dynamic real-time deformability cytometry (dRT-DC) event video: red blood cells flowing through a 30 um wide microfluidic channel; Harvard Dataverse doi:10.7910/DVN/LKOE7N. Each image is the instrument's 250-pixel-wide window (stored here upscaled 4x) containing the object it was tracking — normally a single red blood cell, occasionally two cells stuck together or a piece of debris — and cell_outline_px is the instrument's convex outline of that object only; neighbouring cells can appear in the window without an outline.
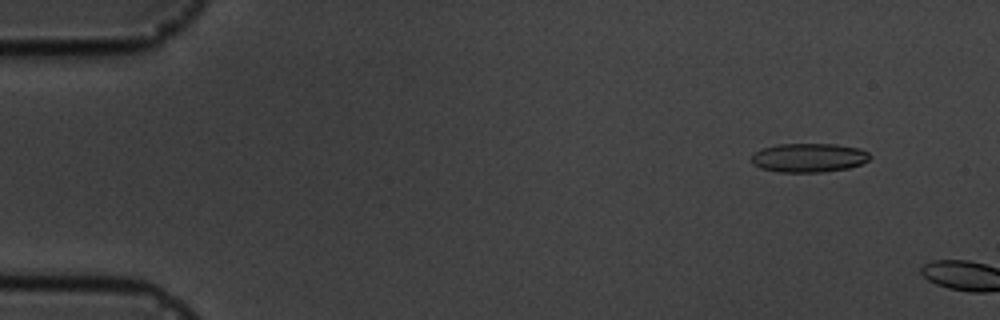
{"species": "common noctule bat (a hibernating species)", "species_latin": "Nyctalus noctula", "temperature_condition": "cold", "stored_images_in_passage": 3, "camera_frame_rate_fps": 3000, "um_per_image_px": 0.085, "animal": {"sex": "male", "body_mass_g": 19.5, "forearm_length_mm": 54.6}, "frame": {"image": 1, "passage_image": 2, "time_ms": 1.0, "image_size_px": [1000, 320], "cell_outline_px": [[872, 156], [868, 160], [860, 164], [848, 168], [824, 172], [776, 172], [760, 168], [752, 164], [748, 160], [760, 148], [776, 144], [836, 144], [860, 148], [868, 152]], "centroid_in_image_um": [68.71, 13.4], "position_along_channel_um": 16.3, "area_um2": 20.29}}